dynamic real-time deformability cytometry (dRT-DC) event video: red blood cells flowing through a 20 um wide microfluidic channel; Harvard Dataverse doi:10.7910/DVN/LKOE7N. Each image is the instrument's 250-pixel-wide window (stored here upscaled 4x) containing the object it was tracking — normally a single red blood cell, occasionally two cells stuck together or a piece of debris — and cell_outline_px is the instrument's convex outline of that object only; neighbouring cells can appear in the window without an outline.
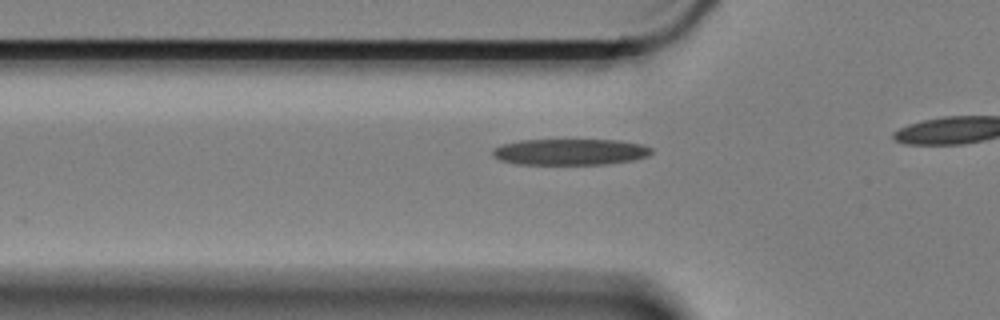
{"species": "Egyptian fruit bat (a non-hibernating species)", "species_latin": "Rousettus aegyptiacus", "temperature_condition": "cold", "stored_images_in_passage": 15, "camera_frame_rate_fps": 3000, "um_per_image_px": 0.085, "animal": {"sex": "female"}, "frame": {"image": 1, "passage_image": 9, "time_ms": 2.667, "image_size_px": [1000, 320], "cell_outline_px": [[652, 152], [648, 156], [632, 160], [604, 164], [516, 164], [500, 160], [492, 156], [492, 152], [500, 144], [520, 140], [620, 140], [640, 144], [652, 148]], "centroid_in_image_um": [48.44, 12.91], "position_along_channel_um": 77.4, "area_um2": 24.22}}
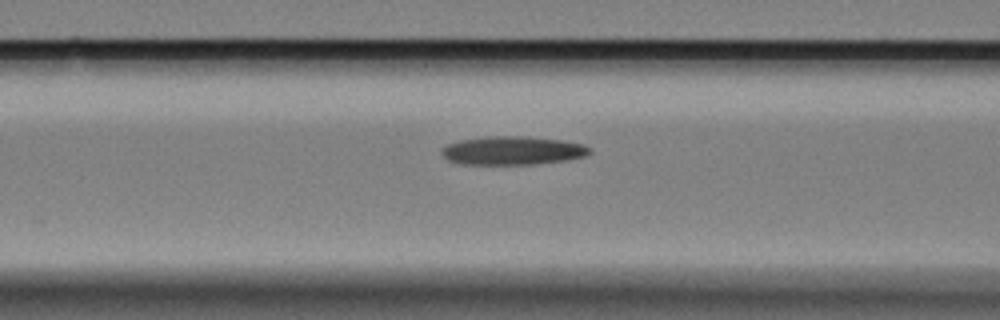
{"frame": {"image": 2, "passage_image": 13, "time_ms": 4.0, "image_size_px": [1000, 320], "cell_outline_px": [[592, 152], [584, 156], [568, 160], [532, 164], [460, 164], [448, 160], [440, 152], [448, 144], [460, 140], [488, 136], [524, 136], [560, 140], [584, 144], [592, 148]], "centroid_in_image_um": [43.6, 12.8], "position_along_channel_um": 123.0, "area_um2": 24.57}}